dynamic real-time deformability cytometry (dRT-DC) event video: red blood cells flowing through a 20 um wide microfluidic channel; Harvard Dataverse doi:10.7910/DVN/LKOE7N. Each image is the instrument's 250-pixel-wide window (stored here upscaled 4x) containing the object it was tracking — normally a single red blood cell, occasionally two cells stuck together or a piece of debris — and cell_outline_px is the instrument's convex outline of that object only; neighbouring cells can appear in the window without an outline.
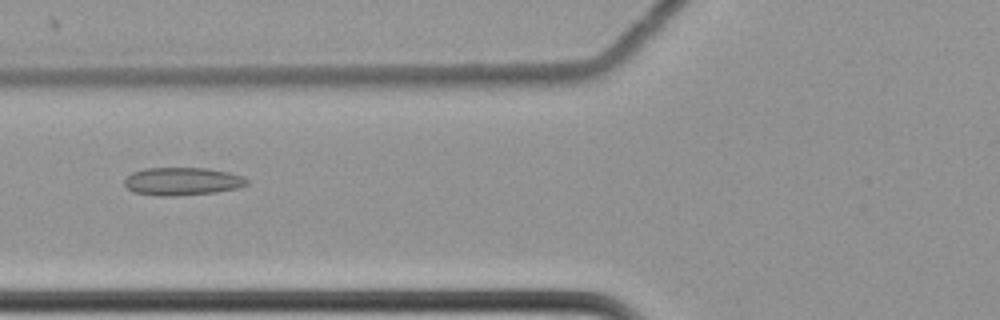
{"species": "common noctule bat (a hibernating species)", "species_latin": "Nyctalus noctula", "temperature_condition": "cold", "stored_images_in_passage": 60, "camera_frame_rate_fps": 3000, "um_per_image_px": 0.085, "animal": {"sex": "female", "body_mass_g": 22.7, "forearm_length_mm": 54.2}, "frame": {"image": 1, "passage_image": 25, "time_ms": 8.0, "image_size_px": [1000, 320], "cell_outline_px": [[248, 184], [240, 188], [216, 192], [176, 196], [156, 196], [132, 192], [124, 184], [124, 180], [132, 172], [144, 168], [208, 168], [228, 172], [244, 176], [248, 180]], "centroid_in_image_um": [15.5, 15.42], "position_along_channel_um": 110.3, "area_um2": 20.17}}
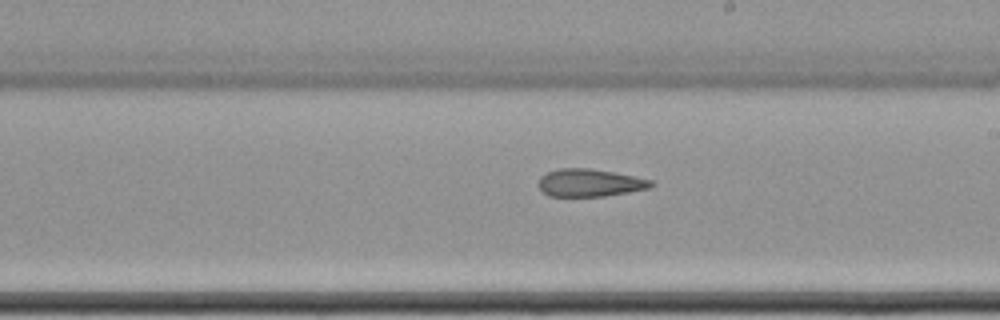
{"frame": {"image": 2, "passage_image": 36, "time_ms": 11.667, "image_size_px": [1000, 320], "cell_outline_px": [[656, 184], [652, 188], [604, 196], [548, 196], [536, 184], [540, 176], [548, 172], [560, 168], [588, 168], [612, 172], [652, 180]], "centroid_in_image_um": [50.12, 15.54], "position_along_channel_um": 238.9, "area_um2": 18.15}}
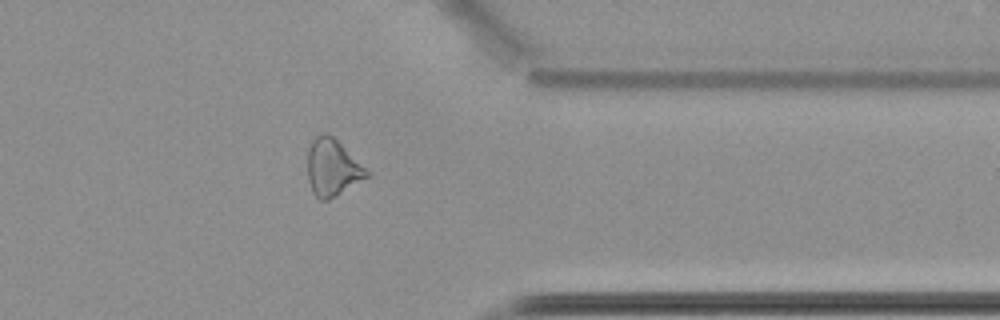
{"frame": {"image": 3, "passage_image": 49, "time_ms": 16.0, "image_size_px": [1000, 320], "cell_outline_px": [[372, 176], [328, 200], [320, 200], [312, 192], [308, 180], [308, 148], [312, 140], [316, 136], [324, 132], [332, 136], [372, 172]], "centroid_in_image_um": [28.3, 14.26], "position_along_channel_um": 383.1, "area_um2": 19.88}, "authors_computed_cell_mechanics": {"area_um2": 21.1259, "velocity_mm_per_s": 3.5047, "shape_relaxation_time_tau1_ms": null, "shape_relaxation_time_tau2_ms": 3.7801, "deformation_change_tau1": null, "deformation_change_tau2": 0.1207}}